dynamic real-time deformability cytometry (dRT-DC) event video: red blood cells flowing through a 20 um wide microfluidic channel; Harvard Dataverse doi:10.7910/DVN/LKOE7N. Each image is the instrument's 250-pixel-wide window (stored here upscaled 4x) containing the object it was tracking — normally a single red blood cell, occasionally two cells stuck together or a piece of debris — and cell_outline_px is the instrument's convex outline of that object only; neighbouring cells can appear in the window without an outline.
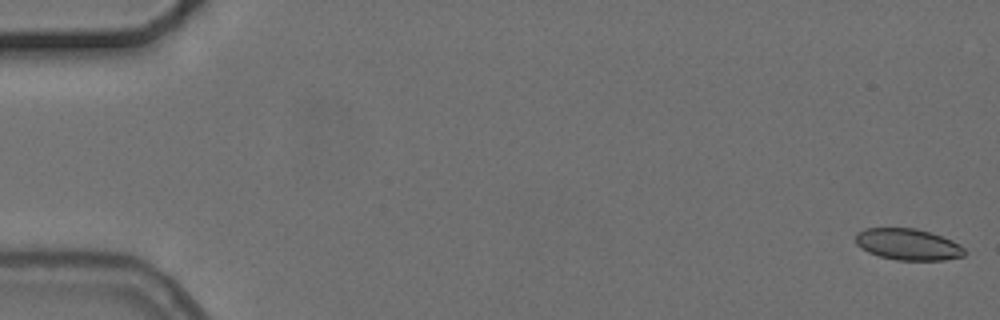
{"species": "common noctule bat (a hibernating species)", "species_latin": "Nyctalus noctula", "temperature_condition": "cold", "stored_images_in_passage": 6, "camera_frame_rate_fps": 3000, "um_per_image_px": 0.085, "animal": {"sex": "female", "body_mass_g": 24.6, "forearm_length_mm": 56.2}, "frame": {"image": 1, "passage_image": 1, "time_ms": 0.0, "image_size_px": [1000, 320], "cell_outline_px": [[968, 252], [964, 256], [944, 260], [896, 260], [880, 256], [868, 252], [860, 248], [856, 244], [856, 232], [864, 228], [916, 228], [952, 240], [960, 244]], "centroid_in_image_um": [77.18, 20.77], "position_along_channel_um": 7.8, "area_um2": 20.06}}
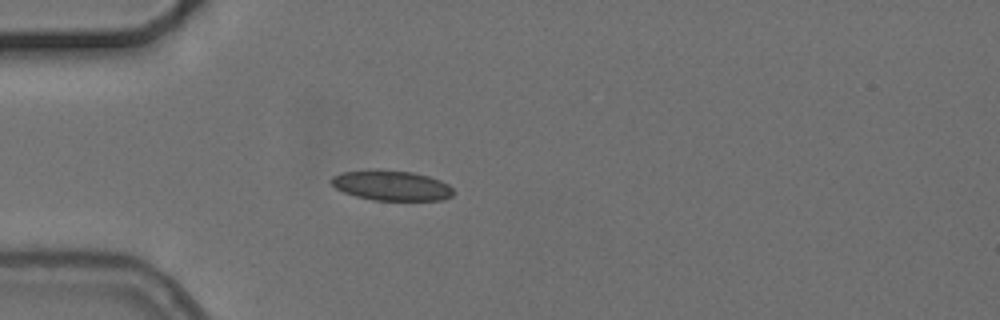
{"frame": {"image": 2, "passage_image": 5, "time_ms": 5.0, "image_size_px": [1000, 320], "cell_outline_px": [[456, 192], [452, 196], [444, 200], [372, 200], [356, 196], [344, 192], [336, 188], [332, 184], [332, 176], [344, 172], [372, 168], [380, 168], [412, 172], [428, 176], [440, 180], [448, 184]], "centroid_in_image_um": [33.3, 15.75], "position_along_channel_um": 51.7, "area_um2": 21.73}}